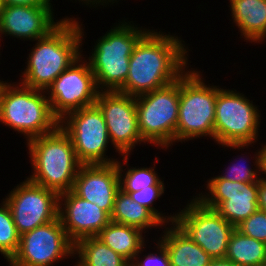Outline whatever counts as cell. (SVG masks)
Here are the masks:
<instances>
[{
    "label": "cell",
    "mask_w": 266,
    "mask_h": 266,
    "mask_svg": "<svg viewBox=\"0 0 266 266\" xmlns=\"http://www.w3.org/2000/svg\"><path fill=\"white\" fill-rule=\"evenodd\" d=\"M168 33L152 28L139 39L119 92L134 97L152 92L173 83L188 69V46L180 37Z\"/></svg>",
    "instance_id": "6da1fadb"
},
{
    "label": "cell",
    "mask_w": 266,
    "mask_h": 266,
    "mask_svg": "<svg viewBox=\"0 0 266 266\" xmlns=\"http://www.w3.org/2000/svg\"><path fill=\"white\" fill-rule=\"evenodd\" d=\"M77 19L63 17L46 36L35 40L25 62L22 85L46 91L52 82L82 54L84 28ZM82 27V28H81Z\"/></svg>",
    "instance_id": "7a4b0ae2"
},
{
    "label": "cell",
    "mask_w": 266,
    "mask_h": 266,
    "mask_svg": "<svg viewBox=\"0 0 266 266\" xmlns=\"http://www.w3.org/2000/svg\"><path fill=\"white\" fill-rule=\"evenodd\" d=\"M26 145L33 170L27 177L30 181L58 194L72 190L82 164L69 135L60 126L51 133L28 140Z\"/></svg>",
    "instance_id": "3957f363"
},
{
    "label": "cell",
    "mask_w": 266,
    "mask_h": 266,
    "mask_svg": "<svg viewBox=\"0 0 266 266\" xmlns=\"http://www.w3.org/2000/svg\"><path fill=\"white\" fill-rule=\"evenodd\" d=\"M0 122L24 135L27 142L53 132L60 121L53 115L45 91L17 81H3L0 84Z\"/></svg>",
    "instance_id": "277c9868"
},
{
    "label": "cell",
    "mask_w": 266,
    "mask_h": 266,
    "mask_svg": "<svg viewBox=\"0 0 266 266\" xmlns=\"http://www.w3.org/2000/svg\"><path fill=\"white\" fill-rule=\"evenodd\" d=\"M125 20L96 40L87 59L99 91H118L125 84L133 49L149 30Z\"/></svg>",
    "instance_id": "5b68a950"
},
{
    "label": "cell",
    "mask_w": 266,
    "mask_h": 266,
    "mask_svg": "<svg viewBox=\"0 0 266 266\" xmlns=\"http://www.w3.org/2000/svg\"><path fill=\"white\" fill-rule=\"evenodd\" d=\"M193 69H187L179 77L175 144L205 136L214 139L216 99L222 88L219 85H207L201 74L203 72Z\"/></svg>",
    "instance_id": "8992f818"
},
{
    "label": "cell",
    "mask_w": 266,
    "mask_h": 266,
    "mask_svg": "<svg viewBox=\"0 0 266 266\" xmlns=\"http://www.w3.org/2000/svg\"><path fill=\"white\" fill-rule=\"evenodd\" d=\"M260 115L253 100L236 89L222 88L216 99L214 142L239 151L253 147L260 139Z\"/></svg>",
    "instance_id": "52a82bcc"
},
{
    "label": "cell",
    "mask_w": 266,
    "mask_h": 266,
    "mask_svg": "<svg viewBox=\"0 0 266 266\" xmlns=\"http://www.w3.org/2000/svg\"><path fill=\"white\" fill-rule=\"evenodd\" d=\"M135 99L138 129L142 139L163 150L172 147L178 121L179 79L136 96Z\"/></svg>",
    "instance_id": "ba28073f"
},
{
    "label": "cell",
    "mask_w": 266,
    "mask_h": 266,
    "mask_svg": "<svg viewBox=\"0 0 266 266\" xmlns=\"http://www.w3.org/2000/svg\"><path fill=\"white\" fill-rule=\"evenodd\" d=\"M59 126L69 135L82 165L111 164L119 160L106 155L111 142L103 114L96 104L68 113Z\"/></svg>",
    "instance_id": "9c48e42d"
},
{
    "label": "cell",
    "mask_w": 266,
    "mask_h": 266,
    "mask_svg": "<svg viewBox=\"0 0 266 266\" xmlns=\"http://www.w3.org/2000/svg\"><path fill=\"white\" fill-rule=\"evenodd\" d=\"M175 215L174 222L209 256L225 258L235 227L216 210L205 207L193 196Z\"/></svg>",
    "instance_id": "30bf717a"
},
{
    "label": "cell",
    "mask_w": 266,
    "mask_h": 266,
    "mask_svg": "<svg viewBox=\"0 0 266 266\" xmlns=\"http://www.w3.org/2000/svg\"><path fill=\"white\" fill-rule=\"evenodd\" d=\"M83 58L81 55L75 60L45 91L52 113L59 121L70 112L94 105L97 100L95 76L86 57Z\"/></svg>",
    "instance_id": "8fae6325"
},
{
    "label": "cell",
    "mask_w": 266,
    "mask_h": 266,
    "mask_svg": "<svg viewBox=\"0 0 266 266\" xmlns=\"http://www.w3.org/2000/svg\"><path fill=\"white\" fill-rule=\"evenodd\" d=\"M70 256L74 257V243L58 217L20 235L18 250L8 263L12 266H54Z\"/></svg>",
    "instance_id": "7c38bea8"
},
{
    "label": "cell",
    "mask_w": 266,
    "mask_h": 266,
    "mask_svg": "<svg viewBox=\"0 0 266 266\" xmlns=\"http://www.w3.org/2000/svg\"><path fill=\"white\" fill-rule=\"evenodd\" d=\"M5 196L20 235L58 218L59 194L28 178Z\"/></svg>",
    "instance_id": "4fadbf2b"
},
{
    "label": "cell",
    "mask_w": 266,
    "mask_h": 266,
    "mask_svg": "<svg viewBox=\"0 0 266 266\" xmlns=\"http://www.w3.org/2000/svg\"><path fill=\"white\" fill-rule=\"evenodd\" d=\"M95 104L107 125L109 139L119 155H131L142 139L137 120L136 99L119 91H99Z\"/></svg>",
    "instance_id": "5bb4252c"
},
{
    "label": "cell",
    "mask_w": 266,
    "mask_h": 266,
    "mask_svg": "<svg viewBox=\"0 0 266 266\" xmlns=\"http://www.w3.org/2000/svg\"><path fill=\"white\" fill-rule=\"evenodd\" d=\"M206 183L208 192H201L195 198L216 210L235 228L258 209V182H232L218 175Z\"/></svg>",
    "instance_id": "9a60e30c"
},
{
    "label": "cell",
    "mask_w": 266,
    "mask_h": 266,
    "mask_svg": "<svg viewBox=\"0 0 266 266\" xmlns=\"http://www.w3.org/2000/svg\"><path fill=\"white\" fill-rule=\"evenodd\" d=\"M53 5H4L0 16V38L4 35L24 41L46 36L62 20L54 21Z\"/></svg>",
    "instance_id": "2e32d148"
},
{
    "label": "cell",
    "mask_w": 266,
    "mask_h": 266,
    "mask_svg": "<svg viewBox=\"0 0 266 266\" xmlns=\"http://www.w3.org/2000/svg\"><path fill=\"white\" fill-rule=\"evenodd\" d=\"M58 217L74 244L82 238L97 236L111 221L106 211L77 196L72 190L59 194Z\"/></svg>",
    "instance_id": "e0dca14e"
},
{
    "label": "cell",
    "mask_w": 266,
    "mask_h": 266,
    "mask_svg": "<svg viewBox=\"0 0 266 266\" xmlns=\"http://www.w3.org/2000/svg\"><path fill=\"white\" fill-rule=\"evenodd\" d=\"M120 181L117 163L81 165L72 191L84 200L95 203L110 216L114 209Z\"/></svg>",
    "instance_id": "ac0fdd59"
},
{
    "label": "cell",
    "mask_w": 266,
    "mask_h": 266,
    "mask_svg": "<svg viewBox=\"0 0 266 266\" xmlns=\"http://www.w3.org/2000/svg\"><path fill=\"white\" fill-rule=\"evenodd\" d=\"M163 229L158 241L166 248L171 266H210L213 258L175 222L165 224Z\"/></svg>",
    "instance_id": "d6986e66"
},
{
    "label": "cell",
    "mask_w": 266,
    "mask_h": 266,
    "mask_svg": "<svg viewBox=\"0 0 266 266\" xmlns=\"http://www.w3.org/2000/svg\"><path fill=\"white\" fill-rule=\"evenodd\" d=\"M231 16L246 42L262 43L266 38V0H229Z\"/></svg>",
    "instance_id": "ffe728a7"
},
{
    "label": "cell",
    "mask_w": 266,
    "mask_h": 266,
    "mask_svg": "<svg viewBox=\"0 0 266 266\" xmlns=\"http://www.w3.org/2000/svg\"><path fill=\"white\" fill-rule=\"evenodd\" d=\"M143 233L139 228L110 221L96 237L131 263L148 241Z\"/></svg>",
    "instance_id": "44dd1931"
},
{
    "label": "cell",
    "mask_w": 266,
    "mask_h": 266,
    "mask_svg": "<svg viewBox=\"0 0 266 266\" xmlns=\"http://www.w3.org/2000/svg\"><path fill=\"white\" fill-rule=\"evenodd\" d=\"M111 221L139 228L145 233L149 229L164 227V224L146 207L131 199L121 189L117 192ZM160 226V228H159Z\"/></svg>",
    "instance_id": "7402d4cb"
},
{
    "label": "cell",
    "mask_w": 266,
    "mask_h": 266,
    "mask_svg": "<svg viewBox=\"0 0 266 266\" xmlns=\"http://www.w3.org/2000/svg\"><path fill=\"white\" fill-rule=\"evenodd\" d=\"M74 266H130V262L113 251L101 240L95 237H86L74 244Z\"/></svg>",
    "instance_id": "603a6c76"
},
{
    "label": "cell",
    "mask_w": 266,
    "mask_h": 266,
    "mask_svg": "<svg viewBox=\"0 0 266 266\" xmlns=\"http://www.w3.org/2000/svg\"><path fill=\"white\" fill-rule=\"evenodd\" d=\"M225 259L238 266H265L266 244L243 235L235 228L228 242Z\"/></svg>",
    "instance_id": "cb8c5ba5"
},
{
    "label": "cell",
    "mask_w": 266,
    "mask_h": 266,
    "mask_svg": "<svg viewBox=\"0 0 266 266\" xmlns=\"http://www.w3.org/2000/svg\"><path fill=\"white\" fill-rule=\"evenodd\" d=\"M121 157L123 158L116 163L119 173L120 189L123 192H136L148 186H165L164 180L161 181L162 178H160L158 173H156L157 171H155V164H153V167L149 168L139 166L138 168L133 166L130 168L128 164V157H130V155H121ZM124 165L128 167L123 169L125 167Z\"/></svg>",
    "instance_id": "d4e9b609"
},
{
    "label": "cell",
    "mask_w": 266,
    "mask_h": 266,
    "mask_svg": "<svg viewBox=\"0 0 266 266\" xmlns=\"http://www.w3.org/2000/svg\"><path fill=\"white\" fill-rule=\"evenodd\" d=\"M260 145H261L260 149L256 150L257 153L255 152L254 157L252 159L254 160L253 166L256 165L253 169L251 167L252 166L251 163L250 166L249 163L245 165V163L249 161H246L248 160V158L247 156H245L246 157L245 160L243 155L240 158H238L240 160V161L238 160L240 163L244 160L243 163L240 164L239 162H237V159L233 158V160L234 161L236 160L237 163L236 162L234 164L231 163L230 166H228L225 169L226 171L224 170L223 173H221V175L219 176L222 179L229 180L232 182H241V183L258 182L260 178L263 176L262 174H264L263 149H262L263 143Z\"/></svg>",
    "instance_id": "484cf974"
},
{
    "label": "cell",
    "mask_w": 266,
    "mask_h": 266,
    "mask_svg": "<svg viewBox=\"0 0 266 266\" xmlns=\"http://www.w3.org/2000/svg\"><path fill=\"white\" fill-rule=\"evenodd\" d=\"M2 200L0 204V253L9 262L18 250L20 234L15 227L8 204L4 198Z\"/></svg>",
    "instance_id": "4316f807"
},
{
    "label": "cell",
    "mask_w": 266,
    "mask_h": 266,
    "mask_svg": "<svg viewBox=\"0 0 266 266\" xmlns=\"http://www.w3.org/2000/svg\"><path fill=\"white\" fill-rule=\"evenodd\" d=\"M164 189H166L165 186H148L140 191L125 193L129 194L133 201L138 202L142 206L148 208L165 225L173 223L175 221L176 215L174 213L173 215L170 213V215L167 214V216L165 213L163 214L162 211L160 212L154 207L156 199H160V197L164 194Z\"/></svg>",
    "instance_id": "83f0119b"
},
{
    "label": "cell",
    "mask_w": 266,
    "mask_h": 266,
    "mask_svg": "<svg viewBox=\"0 0 266 266\" xmlns=\"http://www.w3.org/2000/svg\"><path fill=\"white\" fill-rule=\"evenodd\" d=\"M236 229L243 235L266 244V213L257 209L252 215L239 224Z\"/></svg>",
    "instance_id": "f1b7e54d"
},
{
    "label": "cell",
    "mask_w": 266,
    "mask_h": 266,
    "mask_svg": "<svg viewBox=\"0 0 266 266\" xmlns=\"http://www.w3.org/2000/svg\"><path fill=\"white\" fill-rule=\"evenodd\" d=\"M146 246L145 244L140 249L134 260L130 263V266H171L166 248L159 241L156 242V252H150L147 253V255L145 253V255L140 258V254L142 255Z\"/></svg>",
    "instance_id": "f546056e"
},
{
    "label": "cell",
    "mask_w": 266,
    "mask_h": 266,
    "mask_svg": "<svg viewBox=\"0 0 266 266\" xmlns=\"http://www.w3.org/2000/svg\"><path fill=\"white\" fill-rule=\"evenodd\" d=\"M3 5L39 6L52 5V0H2Z\"/></svg>",
    "instance_id": "4dcf8cb0"
},
{
    "label": "cell",
    "mask_w": 266,
    "mask_h": 266,
    "mask_svg": "<svg viewBox=\"0 0 266 266\" xmlns=\"http://www.w3.org/2000/svg\"><path fill=\"white\" fill-rule=\"evenodd\" d=\"M258 209L266 213V177L258 181Z\"/></svg>",
    "instance_id": "1f68e13d"
},
{
    "label": "cell",
    "mask_w": 266,
    "mask_h": 266,
    "mask_svg": "<svg viewBox=\"0 0 266 266\" xmlns=\"http://www.w3.org/2000/svg\"><path fill=\"white\" fill-rule=\"evenodd\" d=\"M78 1H79V3L82 2V5H86L87 7L89 6L90 8L95 7V9H96V7H98L100 5H102L104 8L105 5H106L105 7H107V5L109 6L110 3L113 5V3H115V2H116V4L119 2V0L118 1L117 0H78Z\"/></svg>",
    "instance_id": "d6a6232c"
},
{
    "label": "cell",
    "mask_w": 266,
    "mask_h": 266,
    "mask_svg": "<svg viewBox=\"0 0 266 266\" xmlns=\"http://www.w3.org/2000/svg\"><path fill=\"white\" fill-rule=\"evenodd\" d=\"M210 266H238L235 263L231 262L228 259L225 258H217V259H212Z\"/></svg>",
    "instance_id": "836d02e7"
},
{
    "label": "cell",
    "mask_w": 266,
    "mask_h": 266,
    "mask_svg": "<svg viewBox=\"0 0 266 266\" xmlns=\"http://www.w3.org/2000/svg\"><path fill=\"white\" fill-rule=\"evenodd\" d=\"M263 149V169H264V177H266V143L262 145Z\"/></svg>",
    "instance_id": "e575fe53"
},
{
    "label": "cell",
    "mask_w": 266,
    "mask_h": 266,
    "mask_svg": "<svg viewBox=\"0 0 266 266\" xmlns=\"http://www.w3.org/2000/svg\"><path fill=\"white\" fill-rule=\"evenodd\" d=\"M3 1L2 0H0V16H1V12H2V8H3Z\"/></svg>",
    "instance_id": "d590c367"
},
{
    "label": "cell",
    "mask_w": 266,
    "mask_h": 266,
    "mask_svg": "<svg viewBox=\"0 0 266 266\" xmlns=\"http://www.w3.org/2000/svg\"><path fill=\"white\" fill-rule=\"evenodd\" d=\"M0 42H1V38H0ZM1 47V46H0ZM1 49V48H0ZM1 53V52H0ZM1 55V54H0ZM3 82V80H0V84Z\"/></svg>",
    "instance_id": "8d00e7d4"
}]
</instances>
